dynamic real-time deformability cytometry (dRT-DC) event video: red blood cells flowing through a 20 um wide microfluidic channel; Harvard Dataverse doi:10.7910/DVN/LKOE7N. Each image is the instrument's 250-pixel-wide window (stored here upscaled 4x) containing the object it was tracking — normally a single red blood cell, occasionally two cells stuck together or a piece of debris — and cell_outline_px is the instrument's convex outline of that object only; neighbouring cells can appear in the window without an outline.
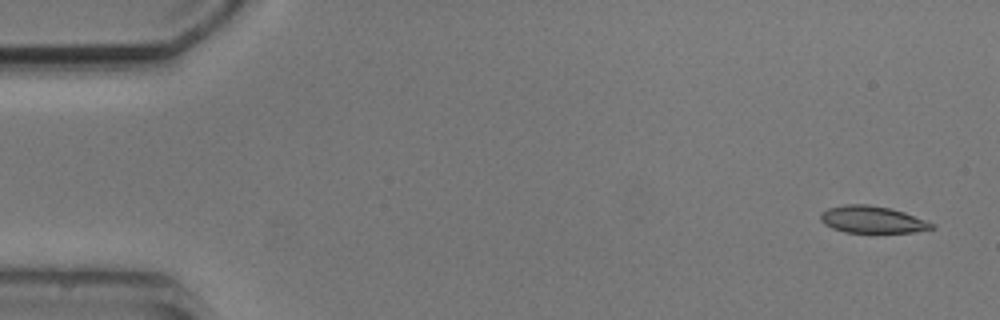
{"species": "common noctule bat (a hibernating species)", "species_latin": "Nyctalus noctula", "temperature_condition": "cold", "stored_images_in_passage": 3, "segment_of_instrument_passage": [2, 2], "camera_frame_rate_fps": 3000, "um_per_image_px": 0.085, "animal": {"sex": "male", "body_mass_g": 20.5, "forearm_length_mm": 52.5}, "frame": {"image": 1, "passage_image": 3, "time_ms": 3.333, "image_size_px": [1000, 320], "cell_outline_px": [[936, 228], [912, 232], [844, 232], [832, 228], [824, 224], [820, 220], [820, 212], [828, 208], [844, 204], [868, 204], [892, 208], [904, 212], [936, 224]], "centroid_in_image_um": [74.13, 18.65], "position_along_channel_um": 10.9, "area_um2": 17.63}}